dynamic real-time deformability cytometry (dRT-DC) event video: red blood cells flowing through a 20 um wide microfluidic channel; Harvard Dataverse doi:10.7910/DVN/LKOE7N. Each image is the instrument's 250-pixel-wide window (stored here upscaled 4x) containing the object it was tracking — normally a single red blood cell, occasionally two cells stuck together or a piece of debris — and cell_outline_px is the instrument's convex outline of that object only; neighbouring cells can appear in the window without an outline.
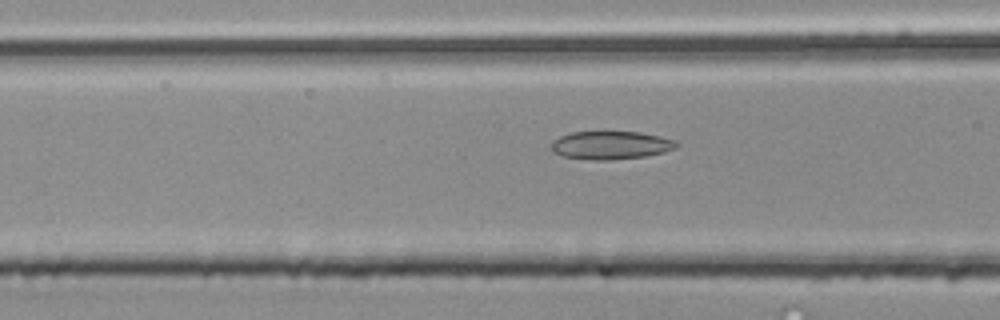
{"species": "common noctule bat (a hibernating species)", "species_latin": "Nyctalus noctula", "temperature_condition": "room temperature", "stored_images_in_passage": 5, "camera_frame_rate_fps": 3000, "um_per_image_px": 0.085, "animal": {"sex": "male", "body_mass_g": 20.4}, "frame": {"image": 1, "passage_image": 5, "time_ms": 1.333, "image_size_px": [1000, 320], "cell_outline_px": [[680, 144], [676, 148], [664, 152], [644, 156], [608, 160], [592, 160], [564, 156], [552, 152], [552, 140], [560, 136], [572, 132], [604, 128], [640, 132], [660, 136], [672, 140]], "centroid_in_image_um": [51.89, 12.28], "position_along_channel_um": 114.7, "area_um2": 21.39}}